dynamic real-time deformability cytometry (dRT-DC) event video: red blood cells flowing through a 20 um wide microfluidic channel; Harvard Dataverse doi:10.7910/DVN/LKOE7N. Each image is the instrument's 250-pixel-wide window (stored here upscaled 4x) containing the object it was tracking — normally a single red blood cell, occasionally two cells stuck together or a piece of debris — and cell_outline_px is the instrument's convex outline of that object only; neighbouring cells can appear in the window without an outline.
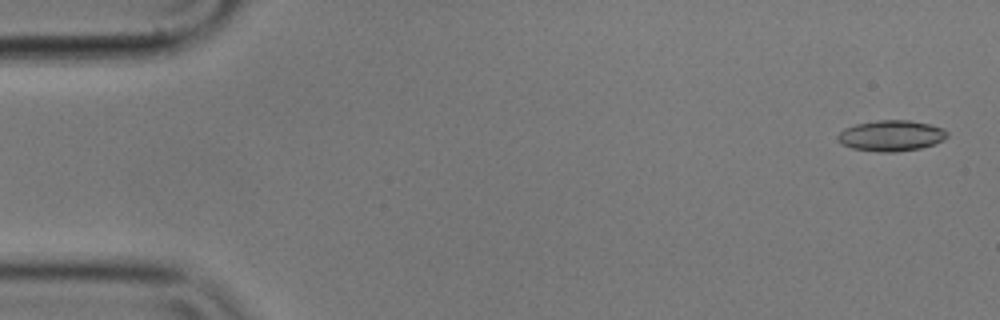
{"species": "common noctule bat (a hibernating species)", "species_latin": "Nyctalus noctula", "temperature_condition": "cold", "stored_images_in_passage": 5, "camera_frame_rate_fps": 3000, "um_per_image_px": 0.085, "animal": {"sex": "male", "body_mass_g": 17.9}, "frame": {"image": 1, "passage_image": 1, "time_ms": 0.0, "image_size_px": [1000, 320], "cell_outline_px": [[948, 136], [944, 140], [920, 148], [896, 152], [880, 152], [852, 148], [840, 144], [836, 140], [836, 136], [844, 128], [856, 124], [876, 120], [908, 120], [928, 124], [944, 128], [948, 132]], "centroid_in_image_um": [75.72, 11.53], "position_along_channel_um": 9.3, "area_um2": 19.77}}
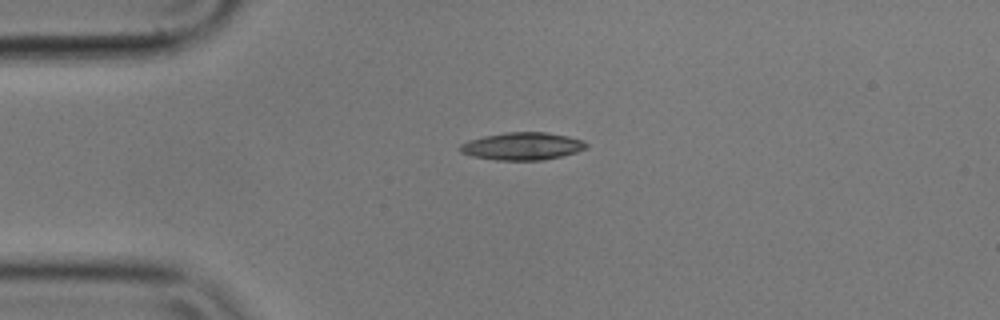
{"frame": {"image": 2, "passage_image": 4, "time_ms": 1.0, "image_size_px": [1000, 320], "cell_outline_px": [[588, 148], [576, 152], [544, 160], [496, 160], [472, 156], [460, 152], [460, 144], [468, 140], [484, 136], [504, 132], [544, 132], [568, 136], [584, 140], [588, 144]], "centroid_in_image_um": [44.41, 12.42], "position_along_channel_um": 40.6, "area_um2": 20.35}}